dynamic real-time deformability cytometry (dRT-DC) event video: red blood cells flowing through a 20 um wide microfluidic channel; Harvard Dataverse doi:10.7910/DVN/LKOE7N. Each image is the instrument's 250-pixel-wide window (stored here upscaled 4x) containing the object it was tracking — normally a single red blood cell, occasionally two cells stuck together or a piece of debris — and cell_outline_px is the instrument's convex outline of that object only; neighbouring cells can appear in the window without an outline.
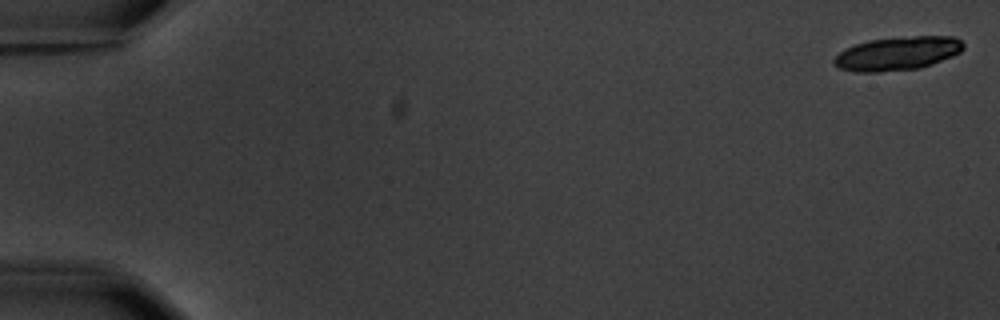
{"species": "common noctule bat (a hibernating species)", "species_latin": "Nyctalus noctula", "temperature_condition": "warm", "stored_images_in_passage": 11, "segment_of_instrument_passage": [1, 2], "camera_frame_rate_fps": 3000, "um_per_image_px": 0.085, "animal": {"sex": "male", "body_mass_g": 20.1, "forearm_length_mm": 53.5}, "frame": {"image": 1, "passage_image": 1, "time_ms": 0.0, "image_size_px": [1000, 320], "cell_outline_px": [[964, 48], [960, 52], [952, 56], [932, 64], [920, 68], [876, 72], [856, 72], [840, 68], [832, 60], [840, 52], [856, 44], [868, 40], [912, 36], [956, 36], [964, 44]], "centroid_in_image_um": [76.33, 4.54], "position_along_channel_um": 8.7, "area_um2": 25.14}}
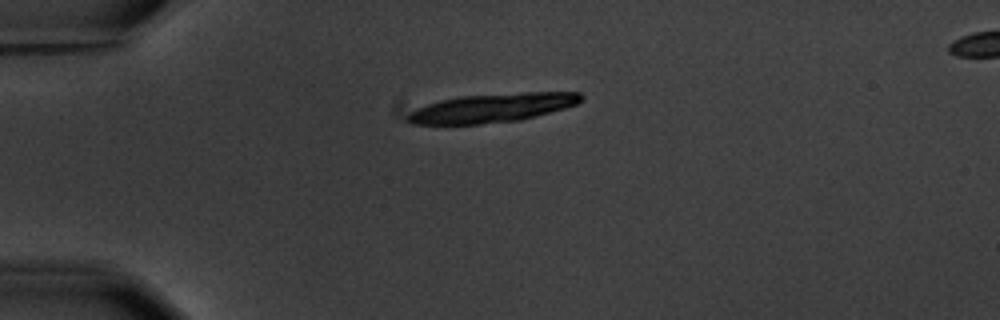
{"frame": {"image": 2, "passage_image": 5, "time_ms": 4.667, "image_size_px": [1000, 320], "cell_outline_px": [[584, 96], [576, 104], [564, 108], [536, 116], [520, 120], [480, 124], [408, 124], [404, 120], [404, 116], [408, 112], [416, 108], [440, 100], [460, 96], [524, 92], [580, 92]], "centroid_in_image_um": [41.77, 9.17], "position_along_channel_um": 43.2, "area_um2": 29.3}}